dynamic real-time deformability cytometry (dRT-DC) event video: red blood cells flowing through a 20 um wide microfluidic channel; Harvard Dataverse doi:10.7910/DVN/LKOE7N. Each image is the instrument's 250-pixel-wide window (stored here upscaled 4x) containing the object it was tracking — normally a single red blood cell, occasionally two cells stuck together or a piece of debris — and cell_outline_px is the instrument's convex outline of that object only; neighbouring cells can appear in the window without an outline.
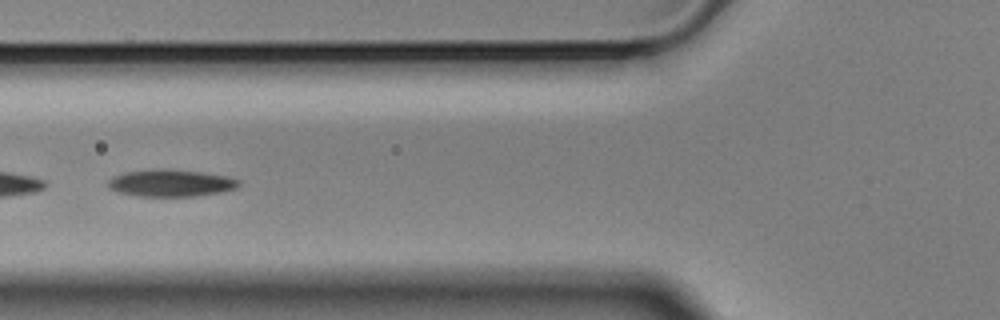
{"species": "Egyptian fruit bat (a non-hibernating species)", "species_latin": "Rousettus aegyptiacus", "temperature_condition": "cold", "stored_images_in_passage": 44, "camera_frame_rate_fps": 3000, "um_per_image_px": 0.085, "animal": {"sex": "male"}, "frame": {"image": 1, "passage_image": 13, "time_ms": 4.0, "image_size_px": [1000, 320], "cell_outline_px": [[240, 184], [236, 188], [220, 192], [196, 196], [140, 196], [120, 192], [108, 188], [108, 180], [112, 176], [128, 172], [200, 172], [228, 176], [240, 180]], "centroid_in_image_um": [14.57, 15.61], "position_along_channel_um": 111.2, "area_um2": 19.42}}
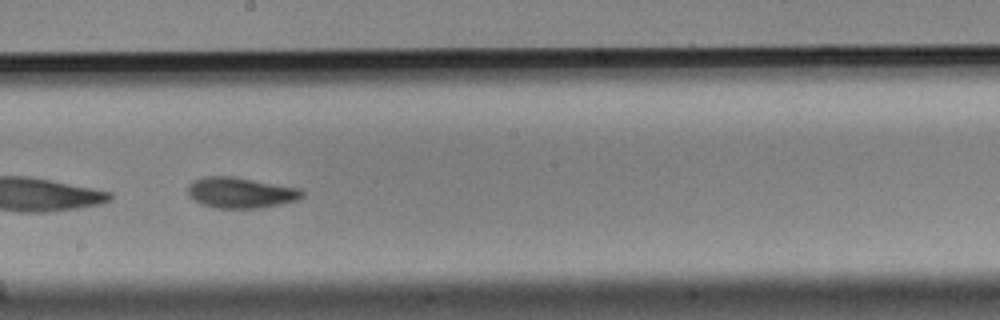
{"frame": {"image": 2, "passage_image": 23, "time_ms": 7.333, "image_size_px": [1000, 320], "cell_outline_px": [[304, 196], [296, 200], [280, 204], [260, 208], [216, 208], [200, 204], [188, 192], [188, 184], [192, 180], [204, 176], [232, 176], [300, 188], [304, 192]], "centroid_in_image_um": [20.45, 16.37], "position_along_channel_um": 227.7, "area_um2": 20.46}}
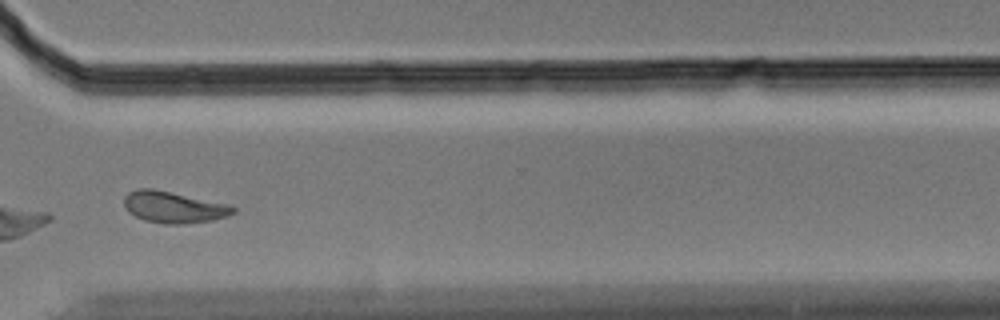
{"frame": {"image": 3, "passage_image": 34, "time_ms": 11.0, "image_size_px": [1000, 320], "cell_outline_px": [[236, 212], [228, 216], [212, 220], [184, 224], [164, 224], [144, 220], [128, 212], [124, 208], [124, 196], [128, 192], [140, 188], [152, 188], [228, 204], [236, 208]], "centroid_in_image_um": [14.74, 17.61], "position_along_channel_um": 355.9, "area_um2": 20.06}, "authors_computed_cell_mechanics": {"area_um2": 20.0855, "velocity_mm_per_s": 3.4977, "shape_relaxation_time_tau1_ms": 3.2493, "shape_relaxation_time_tau2_ms": 2.7362, "deformation_change_tau1": 0.1112, "deformation_change_tau2": 0.0871}}